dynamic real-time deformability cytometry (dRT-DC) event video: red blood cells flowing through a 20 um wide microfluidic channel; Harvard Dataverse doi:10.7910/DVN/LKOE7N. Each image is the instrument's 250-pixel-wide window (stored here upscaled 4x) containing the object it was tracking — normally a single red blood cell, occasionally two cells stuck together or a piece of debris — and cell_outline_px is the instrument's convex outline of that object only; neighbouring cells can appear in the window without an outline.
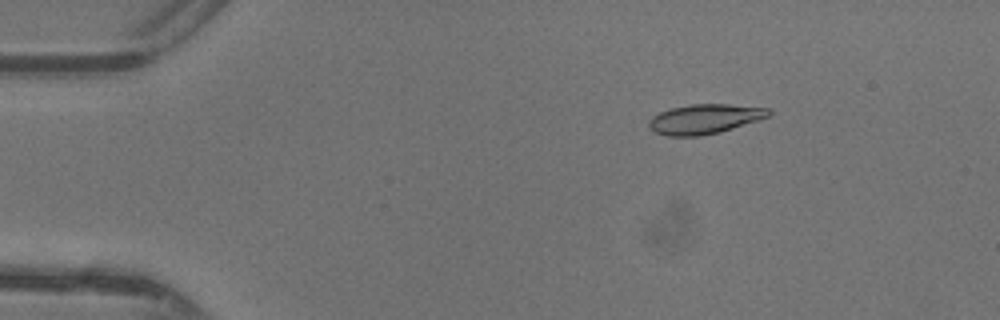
{"species": "common noctule bat (a hibernating species)", "species_latin": "Nyctalus noctula", "temperature_condition": "warm", "stored_images_in_passage": 48, "camera_frame_rate_fps": 3000, "um_per_image_px": 0.085, "animal": {"sex": "female"}, "frame": {"image": 1, "passage_image": 8, "time_ms": 2.333, "image_size_px": [1000, 320], "cell_outline_px": [[772, 112], [768, 116], [720, 132], [700, 136], [668, 136], [656, 132], [648, 124], [648, 120], [652, 116], [660, 112], [672, 108], [688, 104], [728, 104], [772, 108]], "centroid_in_image_um": [59.89, 10.1], "position_along_channel_um": 25.1, "area_um2": 20.58}}
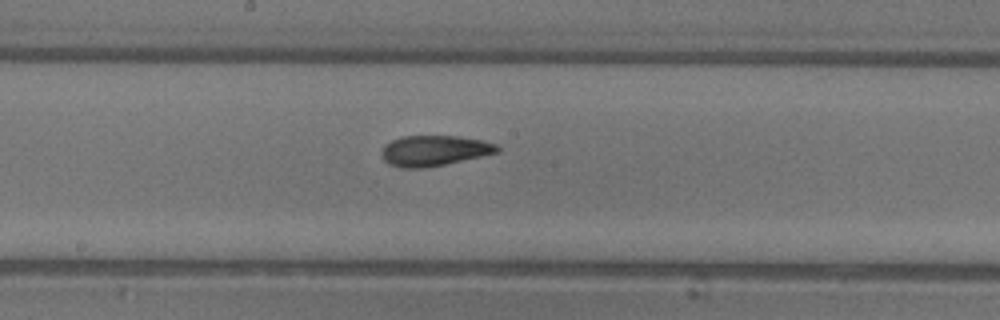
{"frame": {"image": 2, "passage_image": 26, "time_ms": 8.333, "image_size_px": [1000, 320], "cell_outline_px": [[500, 152], [444, 164], [424, 168], [400, 168], [388, 164], [384, 160], [380, 152], [384, 144], [400, 136], [456, 136], [484, 140], [496, 144], [500, 148]], "centroid_in_image_um": [36.88, 12.8], "position_along_channel_um": 211.3, "area_um2": 20.69}}
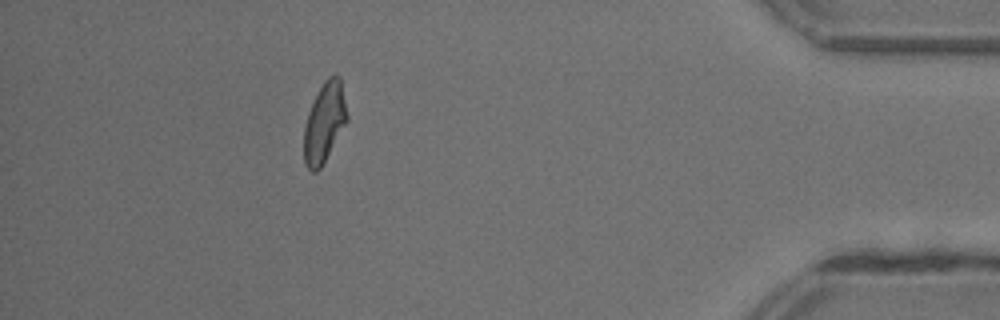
{"frame": {"image": 3, "passage_image": 43, "time_ms": 14.0, "image_size_px": [1000, 320], "cell_outline_px": [[348, 120], [320, 168], [316, 172], [312, 172], [304, 164], [304, 128], [308, 112], [324, 80], [328, 76], [336, 72], [340, 76], [348, 116]], "centroid_in_image_um": [27.58, 10.38], "position_along_channel_um": 407.6, "area_um2": 19.94}, "authors_computed_cell_mechanics": {"area_um2": 20.2878, "velocity_mm_per_s": 4.3995, "shape_relaxation_time_tau1_ms": 3.1832, "shape_relaxation_time_tau2_ms": 2.0316, "deformation_change_tau1": 0.1606, "deformation_change_tau2": 0.0966}}